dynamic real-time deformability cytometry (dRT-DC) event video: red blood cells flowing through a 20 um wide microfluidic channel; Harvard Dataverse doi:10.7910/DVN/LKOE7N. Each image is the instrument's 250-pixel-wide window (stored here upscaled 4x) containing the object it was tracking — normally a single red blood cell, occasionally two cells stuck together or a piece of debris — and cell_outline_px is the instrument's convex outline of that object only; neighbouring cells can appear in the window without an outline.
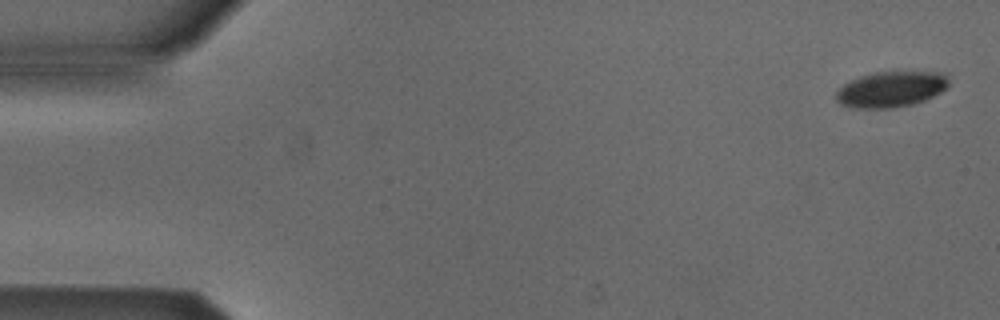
{"species": "Egyptian fruit bat (a non-hibernating species)", "species_latin": "Rousettus aegyptiacus", "temperature_condition": "cold", "stored_images_in_passage": 5, "segment_of_instrument_passage": [1, 2], "camera_frame_rate_fps": 3000, "um_per_image_px": 0.085, "animal": {"sex": "male"}, "frame": {"image": 1, "passage_image": 1, "time_ms": 0.0, "image_size_px": [1000, 320], "cell_outline_px": [[948, 88], [924, 100], [912, 104], [892, 108], [852, 108], [840, 104], [836, 100], [836, 92], [844, 84], [860, 76], [876, 72], [944, 72], [948, 76]], "centroid_in_image_um": [75.74, 7.59], "position_along_channel_um": 9.3, "area_um2": 23.41}}